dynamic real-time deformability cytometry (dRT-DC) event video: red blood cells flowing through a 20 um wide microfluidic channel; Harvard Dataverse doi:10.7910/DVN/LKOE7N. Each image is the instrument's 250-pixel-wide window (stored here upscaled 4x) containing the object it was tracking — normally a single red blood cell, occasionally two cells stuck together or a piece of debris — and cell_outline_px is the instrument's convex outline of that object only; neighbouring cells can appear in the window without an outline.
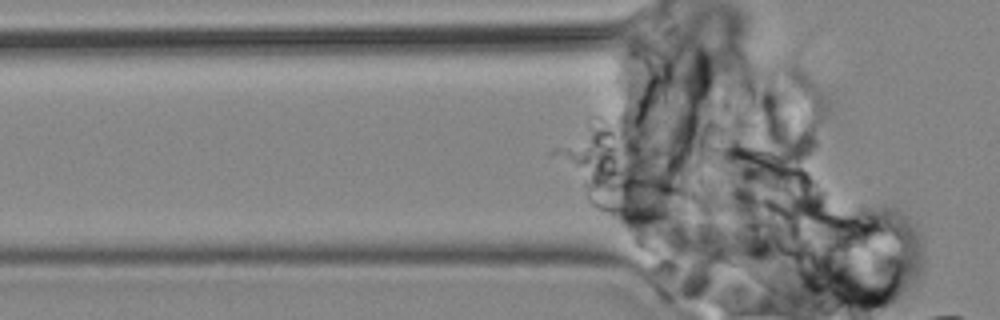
{"species": "common noctule bat (a hibernating species)", "species_latin": "Nyctalus noctula", "temperature_condition": "cold", "stored_images_in_passage": 2, "camera_frame_rate_fps": 3000, "um_per_image_px": 0.085, "animal": {"sex": "male", "body_mass_g": 19.2, "forearm_length_mm": 51.8}, "frame": {"image": 1, "passage_image": 2, "time_ms": 2.0, "image_size_px": [1000, 320], "cell_outline_px": [[696, 200], [688, 212], [668, 220], [624, 220], [596, 208], [588, 200], [584, 192], [588, 184], [628, 176], [660, 176], [692, 192], [696, 196]], "centroid_in_image_um": [54.45, 16.83], "position_along_channel_um": 71.3, "area_um2": 27.51}}